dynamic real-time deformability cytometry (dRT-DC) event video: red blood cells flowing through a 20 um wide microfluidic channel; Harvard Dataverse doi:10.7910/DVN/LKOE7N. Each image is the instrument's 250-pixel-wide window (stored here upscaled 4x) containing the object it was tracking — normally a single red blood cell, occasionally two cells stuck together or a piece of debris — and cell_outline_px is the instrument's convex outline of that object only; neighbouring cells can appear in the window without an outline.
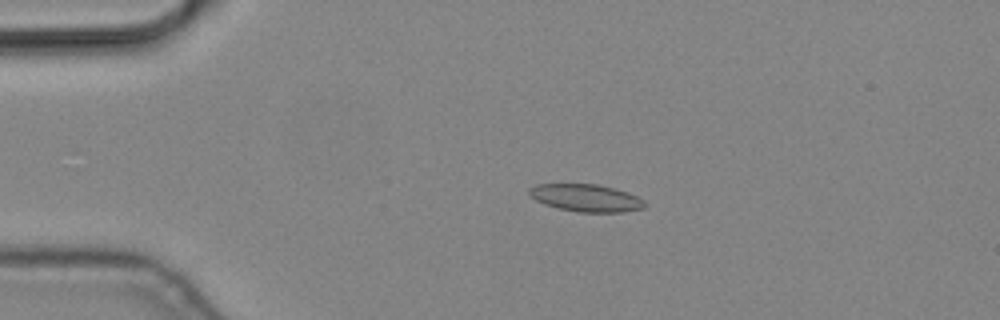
{"species": "common noctule bat (a hibernating species)", "species_latin": "Nyctalus noctula", "temperature_condition": "cold", "stored_images_in_passage": 5, "camera_frame_rate_fps": 3000, "um_per_image_px": 0.085, "animal": {"sex": "male", "body_mass_g": 19.2, "forearm_length_mm": 51.8}, "frame": {"image": 1, "passage_image": 3, "time_ms": 0.667, "image_size_px": [1000, 320], "cell_outline_px": [[644, 208], [624, 212], [580, 212], [556, 208], [544, 204], [536, 200], [528, 192], [528, 188], [536, 184], [596, 184], [628, 192], [644, 200]], "centroid_in_image_um": [49.79, 16.82], "position_along_channel_um": 35.2, "area_um2": 18.38}}